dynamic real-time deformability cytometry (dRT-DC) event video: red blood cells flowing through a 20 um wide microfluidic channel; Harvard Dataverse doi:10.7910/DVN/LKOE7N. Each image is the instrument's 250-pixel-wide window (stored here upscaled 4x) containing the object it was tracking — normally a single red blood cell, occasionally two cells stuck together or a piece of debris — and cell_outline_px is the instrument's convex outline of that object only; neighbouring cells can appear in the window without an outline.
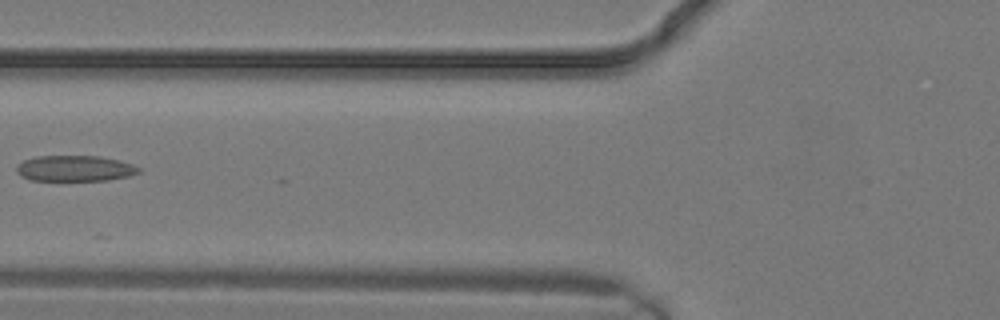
{"species": "common noctule bat (a hibernating species)", "species_latin": "Nyctalus noctula", "temperature_condition": "warm", "stored_images_in_passage": 10, "camera_frame_rate_fps": 3000, "um_per_image_px": 0.085, "animal": {"sex": "male", "body_mass_g": 19.2, "forearm_length_mm": 51.8}, "frame": {"image": 1, "passage_image": 6, "time_ms": 1.667, "image_size_px": [1000, 320], "cell_outline_px": [[140, 172], [128, 176], [108, 180], [28, 180], [20, 176], [16, 172], [16, 168], [24, 160], [36, 156], [96, 156], [116, 160], [132, 164], [140, 168]], "centroid_in_image_um": [6.33, 14.32], "position_along_channel_um": 119.5, "area_um2": 18.21}}
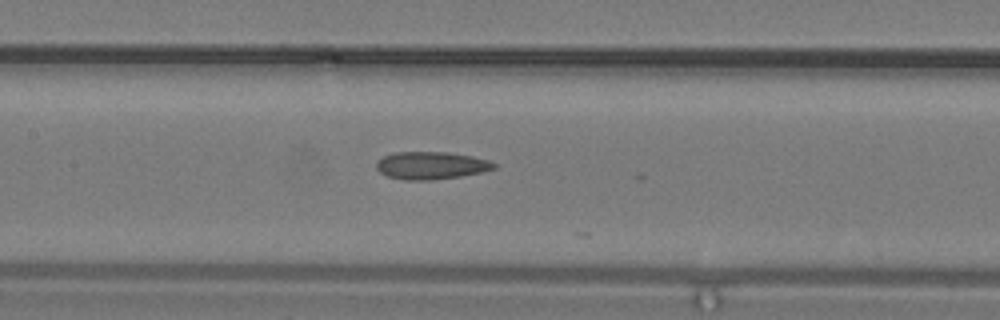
{"frame": {"image": 2, "passage_image": 8, "time_ms": 2.333, "image_size_px": [1000, 320], "cell_outline_px": [[496, 168], [480, 172], [460, 176], [432, 180], [404, 180], [388, 176], [380, 172], [376, 168], [376, 160], [392, 152], [448, 152], [472, 156], [488, 160], [496, 164]], "centroid_in_image_um": [36.61, 14.06], "position_along_channel_um": 170.8, "area_um2": 18.9}}